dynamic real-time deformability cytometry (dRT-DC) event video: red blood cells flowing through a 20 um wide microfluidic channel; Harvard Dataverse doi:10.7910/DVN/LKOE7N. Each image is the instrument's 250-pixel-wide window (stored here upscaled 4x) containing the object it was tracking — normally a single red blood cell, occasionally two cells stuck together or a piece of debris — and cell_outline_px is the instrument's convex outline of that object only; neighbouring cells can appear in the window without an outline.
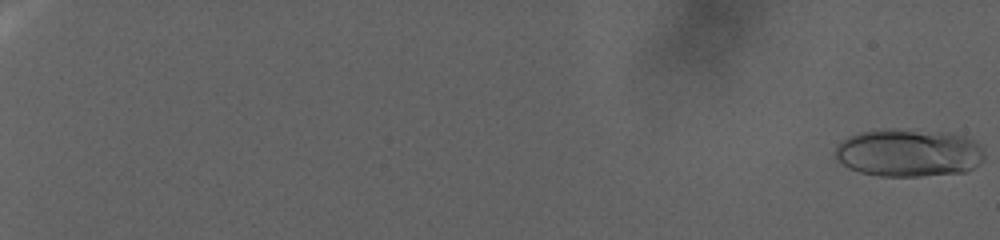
{"species": "human", "species_latin": "Homo sapiens", "temperature_condition": "warm", "stored_images_in_passage": 135, "camera_frame_rate_fps": 3000, "um_per_image_px": 0.085, "donor": {"sex": "female"}, "frame": {"image": 1, "passage_image": 1, "time_ms": 0.0, "image_size_px": [1000, 240], "cell_outline_px": [[984, 160], [972, 168], [964, 172], [920, 176], [880, 176], [860, 172], [848, 168], [836, 160], [836, 144], [848, 136], [860, 132], [880, 128], [892, 128], [948, 132], [964, 136], [980, 144], [984, 152]], "centroid_in_image_um": [77.21, 12.97], "position_along_channel_um": 7.8, "area_um2": 42.14}}
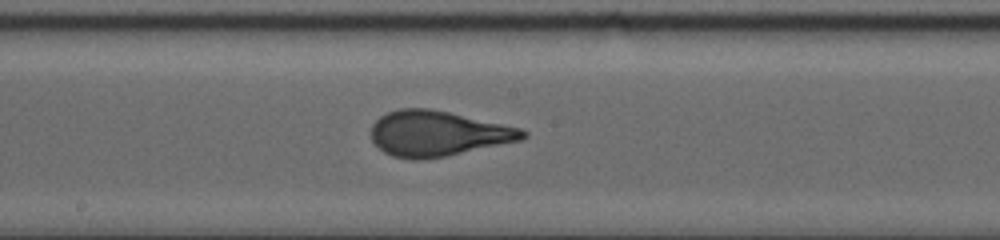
{"frame": {"image": 2, "passage_image": 85, "time_ms": 28.0, "image_size_px": [1000, 240], "cell_outline_px": [[528, 136], [520, 140], [444, 156], [416, 160], [412, 160], [392, 156], [384, 152], [372, 140], [372, 124], [380, 116], [388, 112], [400, 108], [432, 108], [520, 128], [528, 132]], "centroid_in_image_um": [37.18, 11.34], "position_along_channel_um": 211.0, "area_um2": 39.65}}
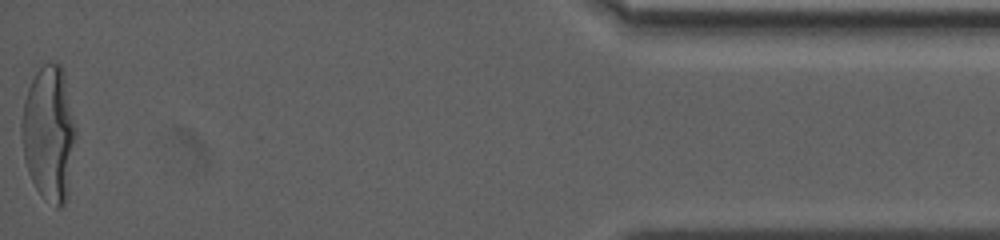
{"frame": {"image": 3, "passage_image": 135, "time_ms": 44.667, "image_size_px": [1000, 240], "cell_outline_px": [[76, 136], [68, 196], [64, 204], [60, 208], [56, 208], [36, 188], [28, 172], [24, 160], [20, 132], [20, 124], [24, 100], [28, 88], [36, 72], [44, 64], [60, 64], [64, 68], [76, 128]], "centroid_in_image_um": [4.17, 11.34], "position_along_channel_um": 431.0, "area_um2": 43.06}}